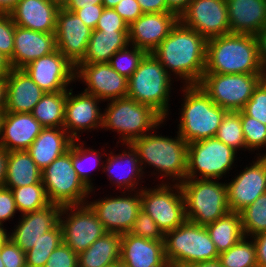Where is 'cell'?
I'll return each instance as SVG.
<instances>
[{"mask_svg": "<svg viewBox=\"0 0 266 267\" xmlns=\"http://www.w3.org/2000/svg\"><path fill=\"white\" fill-rule=\"evenodd\" d=\"M207 39L180 21L152 54L186 85H198L206 67ZM188 83V84H187Z\"/></svg>", "mask_w": 266, "mask_h": 267, "instance_id": "6da1fadb", "label": "cell"}, {"mask_svg": "<svg viewBox=\"0 0 266 267\" xmlns=\"http://www.w3.org/2000/svg\"><path fill=\"white\" fill-rule=\"evenodd\" d=\"M204 73L265 74L256 36L229 33L208 39Z\"/></svg>", "mask_w": 266, "mask_h": 267, "instance_id": "7a4b0ae2", "label": "cell"}, {"mask_svg": "<svg viewBox=\"0 0 266 267\" xmlns=\"http://www.w3.org/2000/svg\"><path fill=\"white\" fill-rule=\"evenodd\" d=\"M164 249L169 267H186L219 257L206 227L189 220L164 235Z\"/></svg>", "mask_w": 266, "mask_h": 267, "instance_id": "3957f363", "label": "cell"}, {"mask_svg": "<svg viewBox=\"0 0 266 267\" xmlns=\"http://www.w3.org/2000/svg\"><path fill=\"white\" fill-rule=\"evenodd\" d=\"M179 134L187 143L215 137L228 112L215 104L199 85H186Z\"/></svg>", "mask_w": 266, "mask_h": 267, "instance_id": "277c9868", "label": "cell"}, {"mask_svg": "<svg viewBox=\"0 0 266 267\" xmlns=\"http://www.w3.org/2000/svg\"><path fill=\"white\" fill-rule=\"evenodd\" d=\"M130 145L137 152L141 168L145 161L163 172V177L173 176L181 182L186 179L188 143L179 134L176 139L145 134Z\"/></svg>", "mask_w": 266, "mask_h": 267, "instance_id": "5b68a950", "label": "cell"}, {"mask_svg": "<svg viewBox=\"0 0 266 267\" xmlns=\"http://www.w3.org/2000/svg\"><path fill=\"white\" fill-rule=\"evenodd\" d=\"M179 184L184 195L186 220L205 226L230 212L227 184L197 178H186Z\"/></svg>", "mask_w": 266, "mask_h": 267, "instance_id": "8992f818", "label": "cell"}, {"mask_svg": "<svg viewBox=\"0 0 266 267\" xmlns=\"http://www.w3.org/2000/svg\"><path fill=\"white\" fill-rule=\"evenodd\" d=\"M170 75L152 54L147 53L128 79L127 97L157 111L164 119L168 112Z\"/></svg>", "mask_w": 266, "mask_h": 267, "instance_id": "52a82bcc", "label": "cell"}, {"mask_svg": "<svg viewBox=\"0 0 266 267\" xmlns=\"http://www.w3.org/2000/svg\"><path fill=\"white\" fill-rule=\"evenodd\" d=\"M110 101L108 109L106 108L103 114L102 127L121 132L123 143L130 144L165 120L150 106L138 103L129 97Z\"/></svg>", "mask_w": 266, "mask_h": 267, "instance_id": "ba28073f", "label": "cell"}, {"mask_svg": "<svg viewBox=\"0 0 266 267\" xmlns=\"http://www.w3.org/2000/svg\"><path fill=\"white\" fill-rule=\"evenodd\" d=\"M42 183L49 202L62 206L84 204L85 197L92 191L74 170L72 144L67 152L42 170Z\"/></svg>", "mask_w": 266, "mask_h": 267, "instance_id": "9c48e42d", "label": "cell"}, {"mask_svg": "<svg viewBox=\"0 0 266 267\" xmlns=\"http://www.w3.org/2000/svg\"><path fill=\"white\" fill-rule=\"evenodd\" d=\"M265 74L204 73L198 85L227 111H241Z\"/></svg>", "mask_w": 266, "mask_h": 267, "instance_id": "30bf717a", "label": "cell"}, {"mask_svg": "<svg viewBox=\"0 0 266 267\" xmlns=\"http://www.w3.org/2000/svg\"><path fill=\"white\" fill-rule=\"evenodd\" d=\"M235 152V149L216 137L188 143L186 178L196 179L198 171L202 175L198 179H220L231 169Z\"/></svg>", "mask_w": 266, "mask_h": 267, "instance_id": "8fae6325", "label": "cell"}, {"mask_svg": "<svg viewBox=\"0 0 266 267\" xmlns=\"http://www.w3.org/2000/svg\"><path fill=\"white\" fill-rule=\"evenodd\" d=\"M162 183L153 190H141V209L145 211L157 223L165 235L167 232L179 227L185 220V201L180 184L174 185L177 193ZM172 191V192H171Z\"/></svg>", "mask_w": 266, "mask_h": 267, "instance_id": "7c38bea8", "label": "cell"}, {"mask_svg": "<svg viewBox=\"0 0 266 267\" xmlns=\"http://www.w3.org/2000/svg\"><path fill=\"white\" fill-rule=\"evenodd\" d=\"M70 209L71 212L75 209V212L73 211L66 220H62L63 213L68 214L67 212ZM60 225L63 242L76 254L85 251L97 239L107 233L94 210L86 203L63 206L60 214Z\"/></svg>", "mask_w": 266, "mask_h": 267, "instance_id": "4fadbf2b", "label": "cell"}, {"mask_svg": "<svg viewBox=\"0 0 266 267\" xmlns=\"http://www.w3.org/2000/svg\"><path fill=\"white\" fill-rule=\"evenodd\" d=\"M179 21L207 40L230 33L226 0H192Z\"/></svg>", "mask_w": 266, "mask_h": 267, "instance_id": "5bb4252c", "label": "cell"}, {"mask_svg": "<svg viewBox=\"0 0 266 267\" xmlns=\"http://www.w3.org/2000/svg\"><path fill=\"white\" fill-rule=\"evenodd\" d=\"M22 69L45 92L67 91V85L76 78L75 66L58 49Z\"/></svg>", "mask_w": 266, "mask_h": 267, "instance_id": "9a60e30c", "label": "cell"}, {"mask_svg": "<svg viewBox=\"0 0 266 267\" xmlns=\"http://www.w3.org/2000/svg\"><path fill=\"white\" fill-rule=\"evenodd\" d=\"M75 77L86 82L85 93L98 99H119L128 95V79L115 71L108 62L77 64ZM78 71V72H77Z\"/></svg>", "mask_w": 266, "mask_h": 267, "instance_id": "2e32d148", "label": "cell"}, {"mask_svg": "<svg viewBox=\"0 0 266 267\" xmlns=\"http://www.w3.org/2000/svg\"><path fill=\"white\" fill-rule=\"evenodd\" d=\"M92 29L74 13L60 7L57 13V49L76 66L85 56Z\"/></svg>", "mask_w": 266, "mask_h": 267, "instance_id": "e0dca14e", "label": "cell"}, {"mask_svg": "<svg viewBox=\"0 0 266 267\" xmlns=\"http://www.w3.org/2000/svg\"><path fill=\"white\" fill-rule=\"evenodd\" d=\"M178 21L179 16L173 12L143 13L128 26L129 45L131 42L132 46L152 53Z\"/></svg>", "mask_w": 266, "mask_h": 267, "instance_id": "ac0fdd59", "label": "cell"}, {"mask_svg": "<svg viewBox=\"0 0 266 267\" xmlns=\"http://www.w3.org/2000/svg\"><path fill=\"white\" fill-rule=\"evenodd\" d=\"M246 167L232 182L227 184L228 206L239 213L266 192V156Z\"/></svg>", "mask_w": 266, "mask_h": 267, "instance_id": "d6986e66", "label": "cell"}, {"mask_svg": "<svg viewBox=\"0 0 266 267\" xmlns=\"http://www.w3.org/2000/svg\"><path fill=\"white\" fill-rule=\"evenodd\" d=\"M137 194L133 197L101 199L89 205L107 232L129 233L141 210L140 192Z\"/></svg>", "mask_w": 266, "mask_h": 267, "instance_id": "ffe728a7", "label": "cell"}, {"mask_svg": "<svg viewBox=\"0 0 266 267\" xmlns=\"http://www.w3.org/2000/svg\"><path fill=\"white\" fill-rule=\"evenodd\" d=\"M62 205L50 203L46 207L22 214V219L9 238L25 253L60 223Z\"/></svg>", "mask_w": 266, "mask_h": 267, "instance_id": "44dd1931", "label": "cell"}, {"mask_svg": "<svg viewBox=\"0 0 266 267\" xmlns=\"http://www.w3.org/2000/svg\"><path fill=\"white\" fill-rule=\"evenodd\" d=\"M120 262L125 267H169L164 241L145 239L130 233L121 234Z\"/></svg>", "mask_w": 266, "mask_h": 267, "instance_id": "7402d4cb", "label": "cell"}, {"mask_svg": "<svg viewBox=\"0 0 266 267\" xmlns=\"http://www.w3.org/2000/svg\"><path fill=\"white\" fill-rule=\"evenodd\" d=\"M72 89L67 91L65 104V120L63 128L69 136L76 141L79 139L77 132L83 129H91L103 126V114L97 106L98 99L94 95L85 92L79 95H72Z\"/></svg>", "mask_w": 266, "mask_h": 267, "instance_id": "603a6c76", "label": "cell"}, {"mask_svg": "<svg viewBox=\"0 0 266 267\" xmlns=\"http://www.w3.org/2000/svg\"><path fill=\"white\" fill-rule=\"evenodd\" d=\"M57 50L55 33H44L15 26L13 56L9 60L14 69H22L33 60Z\"/></svg>", "mask_w": 266, "mask_h": 267, "instance_id": "cb8c5ba5", "label": "cell"}, {"mask_svg": "<svg viewBox=\"0 0 266 267\" xmlns=\"http://www.w3.org/2000/svg\"><path fill=\"white\" fill-rule=\"evenodd\" d=\"M60 7L55 0H20L9 14L16 26L55 33Z\"/></svg>", "mask_w": 266, "mask_h": 267, "instance_id": "d4e9b609", "label": "cell"}, {"mask_svg": "<svg viewBox=\"0 0 266 267\" xmlns=\"http://www.w3.org/2000/svg\"><path fill=\"white\" fill-rule=\"evenodd\" d=\"M41 124L32 113L4 112L0 147L8 151L27 150L42 130Z\"/></svg>", "mask_w": 266, "mask_h": 267, "instance_id": "484cf974", "label": "cell"}, {"mask_svg": "<svg viewBox=\"0 0 266 267\" xmlns=\"http://www.w3.org/2000/svg\"><path fill=\"white\" fill-rule=\"evenodd\" d=\"M6 82V112L31 113L45 94L23 69L12 68Z\"/></svg>", "mask_w": 266, "mask_h": 267, "instance_id": "4316f807", "label": "cell"}, {"mask_svg": "<svg viewBox=\"0 0 266 267\" xmlns=\"http://www.w3.org/2000/svg\"><path fill=\"white\" fill-rule=\"evenodd\" d=\"M230 33L256 36L266 25V0H226Z\"/></svg>", "mask_w": 266, "mask_h": 267, "instance_id": "83f0119b", "label": "cell"}, {"mask_svg": "<svg viewBox=\"0 0 266 267\" xmlns=\"http://www.w3.org/2000/svg\"><path fill=\"white\" fill-rule=\"evenodd\" d=\"M72 142L73 139L63 127H47L42 128L39 136L26 151L42 171L67 152Z\"/></svg>", "mask_w": 266, "mask_h": 267, "instance_id": "f1b7e54d", "label": "cell"}, {"mask_svg": "<svg viewBox=\"0 0 266 267\" xmlns=\"http://www.w3.org/2000/svg\"><path fill=\"white\" fill-rule=\"evenodd\" d=\"M129 46L128 31L92 30L84 58L78 64L109 62L119 50Z\"/></svg>", "mask_w": 266, "mask_h": 267, "instance_id": "f546056e", "label": "cell"}, {"mask_svg": "<svg viewBox=\"0 0 266 267\" xmlns=\"http://www.w3.org/2000/svg\"><path fill=\"white\" fill-rule=\"evenodd\" d=\"M121 234L107 232L78 254V267H104L120 261Z\"/></svg>", "mask_w": 266, "mask_h": 267, "instance_id": "4dcf8cb0", "label": "cell"}, {"mask_svg": "<svg viewBox=\"0 0 266 267\" xmlns=\"http://www.w3.org/2000/svg\"><path fill=\"white\" fill-rule=\"evenodd\" d=\"M42 181V171L26 150L9 151L5 187L19 188Z\"/></svg>", "mask_w": 266, "mask_h": 267, "instance_id": "1f68e13d", "label": "cell"}, {"mask_svg": "<svg viewBox=\"0 0 266 267\" xmlns=\"http://www.w3.org/2000/svg\"><path fill=\"white\" fill-rule=\"evenodd\" d=\"M205 227L219 254L227 251L245 236L241 215L237 212L230 211Z\"/></svg>", "mask_w": 266, "mask_h": 267, "instance_id": "d6a6232c", "label": "cell"}, {"mask_svg": "<svg viewBox=\"0 0 266 267\" xmlns=\"http://www.w3.org/2000/svg\"><path fill=\"white\" fill-rule=\"evenodd\" d=\"M67 91L45 92L31 112L43 128L63 127Z\"/></svg>", "mask_w": 266, "mask_h": 267, "instance_id": "836d02e7", "label": "cell"}, {"mask_svg": "<svg viewBox=\"0 0 266 267\" xmlns=\"http://www.w3.org/2000/svg\"><path fill=\"white\" fill-rule=\"evenodd\" d=\"M126 145L127 146L129 145L128 149L130 150L131 153L128 151V154H127L126 151H124L123 154L116 155V156L112 155L111 157H108L107 166L106 165L104 166L105 167L104 171L107 169L106 171L109 172L112 177L113 176L115 177L114 178L115 179L114 184H117L118 187H120V186L124 187V185H125V187H124L125 189L131 188L133 190L135 184L136 185L138 184V182H135L136 181L135 179H136V177H138V179L140 178V174H142L141 173L142 168L139 167L140 165H138V164H140V162H139V158H138L136 150L132 147V145H130V144H126ZM124 164H127V167H128V168H126L127 170L125 171L123 169L124 172L121 171V174L119 173V174L114 175V172L117 173V171H116L117 169L119 170L121 167H123V166L125 167Z\"/></svg>", "mask_w": 266, "mask_h": 267, "instance_id": "e575fe53", "label": "cell"}, {"mask_svg": "<svg viewBox=\"0 0 266 267\" xmlns=\"http://www.w3.org/2000/svg\"><path fill=\"white\" fill-rule=\"evenodd\" d=\"M63 242L60 223L41 235L34 246L25 253L26 267H44L50 254Z\"/></svg>", "mask_w": 266, "mask_h": 267, "instance_id": "d590c367", "label": "cell"}, {"mask_svg": "<svg viewBox=\"0 0 266 267\" xmlns=\"http://www.w3.org/2000/svg\"><path fill=\"white\" fill-rule=\"evenodd\" d=\"M16 207L22 214L40 210L50 204L42 181L37 184L11 188Z\"/></svg>", "mask_w": 266, "mask_h": 267, "instance_id": "8d00e7d4", "label": "cell"}, {"mask_svg": "<svg viewBox=\"0 0 266 267\" xmlns=\"http://www.w3.org/2000/svg\"><path fill=\"white\" fill-rule=\"evenodd\" d=\"M245 238L219 254L218 260L222 267H258L255 244L253 241L246 242Z\"/></svg>", "mask_w": 266, "mask_h": 267, "instance_id": "74e56055", "label": "cell"}, {"mask_svg": "<svg viewBox=\"0 0 266 267\" xmlns=\"http://www.w3.org/2000/svg\"><path fill=\"white\" fill-rule=\"evenodd\" d=\"M245 236L252 237L266 231V192L239 212ZM247 234V235H246Z\"/></svg>", "mask_w": 266, "mask_h": 267, "instance_id": "f35d334b", "label": "cell"}, {"mask_svg": "<svg viewBox=\"0 0 266 267\" xmlns=\"http://www.w3.org/2000/svg\"><path fill=\"white\" fill-rule=\"evenodd\" d=\"M215 137L236 151L242 147L246 149L240 111L225 114Z\"/></svg>", "mask_w": 266, "mask_h": 267, "instance_id": "ab89813d", "label": "cell"}, {"mask_svg": "<svg viewBox=\"0 0 266 267\" xmlns=\"http://www.w3.org/2000/svg\"><path fill=\"white\" fill-rule=\"evenodd\" d=\"M146 54L147 52L145 50L136 46H133L131 51L126 46L117 51L108 63L120 75L129 79Z\"/></svg>", "mask_w": 266, "mask_h": 267, "instance_id": "60d3db41", "label": "cell"}, {"mask_svg": "<svg viewBox=\"0 0 266 267\" xmlns=\"http://www.w3.org/2000/svg\"><path fill=\"white\" fill-rule=\"evenodd\" d=\"M240 117L246 148L252 150L253 148L266 146V125L246 115L242 110L240 111Z\"/></svg>", "mask_w": 266, "mask_h": 267, "instance_id": "b9f144b4", "label": "cell"}, {"mask_svg": "<svg viewBox=\"0 0 266 267\" xmlns=\"http://www.w3.org/2000/svg\"><path fill=\"white\" fill-rule=\"evenodd\" d=\"M129 233L145 239L164 241V234L157 223L142 209L139 211Z\"/></svg>", "mask_w": 266, "mask_h": 267, "instance_id": "7bdbcfd3", "label": "cell"}, {"mask_svg": "<svg viewBox=\"0 0 266 267\" xmlns=\"http://www.w3.org/2000/svg\"><path fill=\"white\" fill-rule=\"evenodd\" d=\"M92 152V154H91ZM88 153V155H87ZM91 154V156H95L96 157H99V152L97 154L96 151H94L93 149H83L82 148V145H78L76 144V140H73L72 142V163H73V167H74V170L77 172V175L78 177L84 182V184L92 189V184L90 183L91 182V179H89L90 175H88V173L90 172L89 170L91 169H88V167L86 168V160L89 159V155ZM95 158V162H97V165L99 161H101V157L100 158ZM92 158V157H91ZM88 162V161H87ZM96 166V165H95ZM94 168V167H93Z\"/></svg>", "mask_w": 266, "mask_h": 267, "instance_id": "ee69618b", "label": "cell"}, {"mask_svg": "<svg viewBox=\"0 0 266 267\" xmlns=\"http://www.w3.org/2000/svg\"><path fill=\"white\" fill-rule=\"evenodd\" d=\"M242 111L266 125V82L262 80Z\"/></svg>", "mask_w": 266, "mask_h": 267, "instance_id": "f6af8a7d", "label": "cell"}, {"mask_svg": "<svg viewBox=\"0 0 266 267\" xmlns=\"http://www.w3.org/2000/svg\"><path fill=\"white\" fill-rule=\"evenodd\" d=\"M15 26L10 14H0V53L9 60L13 56Z\"/></svg>", "mask_w": 266, "mask_h": 267, "instance_id": "bcb514c9", "label": "cell"}, {"mask_svg": "<svg viewBox=\"0 0 266 267\" xmlns=\"http://www.w3.org/2000/svg\"><path fill=\"white\" fill-rule=\"evenodd\" d=\"M44 267H78V254L61 242L50 254Z\"/></svg>", "mask_w": 266, "mask_h": 267, "instance_id": "7dc6e473", "label": "cell"}, {"mask_svg": "<svg viewBox=\"0 0 266 267\" xmlns=\"http://www.w3.org/2000/svg\"><path fill=\"white\" fill-rule=\"evenodd\" d=\"M0 256L5 267H26L25 252L10 238L2 245Z\"/></svg>", "mask_w": 266, "mask_h": 267, "instance_id": "c3c4849f", "label": "cell"}, {"mask_svg": "<svg viewBox=\"0 0 266 267\" xmlns=\"http://www.w3.org/2000/svg\"><path fill=\"white\" fill-rule=\"evenodd\" d=\"M128 26L114 8H104L95 30L128 31Z\"/></svg>", "mask_w": 266, "mask_h": 267, "instance_id": "681fc988", "label": "cell"}, {"mask_svg": "<svg viewBox=\"0 0 266 267\" xmlns=\"http://www.w3.org/2000/svg\"><path fill=\"white\" fill-rule=\"evenodd\" d=\"M114 10L128 25L136 21L143 14L137 0H122L114 7Z\"/></svg>", "mask_w": 266, "mask_h": 267, "instance_id": "f907efd6", "label": "cell"}, {"mask_svg": "<svg viewBox=\"0 0 266 267\" xmlns=\"http://www.w3.org/2000/svg\"><path fill=\"white\" fill-rule=\"evenodd\" d=\"M14 195L11 189L7 187L0 188V224L14 216L17 211Z\"/></svg>", "mask_w": 266, "mask_h": 267, "instance_id": "816d5d0a", "label": "cell"}, {"mask_svg": "<svg viewBox=\"0 0 266 267\" xmlns=\"http://www.w3.org/2000/svg\"><path fill=\"white\" fill-rule=\"evenodd\" d=\"M103 9V4H95L93 7H84L74 10L73 12L83 21L86 26L92 30H95Z\"/></svg>", "mask_w": 266, "mask_h": 267, "instance_id": "f5cc1de1", "label": "cell"}, {"mask_svg": "<svg viewBox=\"0 0 266 267\" xmlns=\"http://www.w3.org/2000/svg\"><path fill=\"white\" fill-rule=\"evenodd\" d=\"M143 13L172 12L165 0H137Z\"/></svg>", "mask_w": 266, "mask_h": 267, "instance_id": "db71d44e", "label": "cell"}, {"mask_svg": "<svg viewBox=\"0 0 266 267\" xmlns=\"http://www.w3.org/2000/svg\"><path fill=\"white\" fill-rule=\"evenodd\" d=\"M257 254V266L266 267V231L253 236Z\"/></svg>", "mask_w": 266, "mask_h": 267, "instance_id": "11a10c76", "label": "cell"}, {"mask_svg": "<svg viewBox=\"0 0 266 267\" xmlns=\"http://www.w3.org/2000/svg\"><path fill=\"white\" fill-rule=\"evenodd\" d=\"M258 41L259 59L264 72H266V25L256 35Z\"/></svg>", "mask_w": 266, "mask_h": 267, "instance_id": "9f6ffc18", "label": "cell"}, {"mask_svg": "<svg viewBox=\"0 0 266 267\" xmlns=\"http://www.w3.org/2000/svg\"><path fill=\"white\" fill-rule=\"evenodd\" d=\"M103 0H68L62 7L70 12L84 7H93L95 4H102Z\"/></svg>", "mask_w": 266, "mask_h": 267, "instance_id": "6f0895ef", "label": "cell"}, {"mask_svg": "<svg viewBox=\"0 0 266 267\" xmlns=\"http://www.w3.org/2000/svg\"><path fill=\"white\" fill-rule=\"evenodd\" d=\"M9 151L0 147V188L4 187L7 174Z\"/></svg>", "mask_w": 266, "mask_h": 267, "instance_id": "680465c9", "label": "cell"}, {"mask_svg": "<svg viewBox=\"0 0 266 267\" xmlns=\"http://www.w3.org/2000/svg\"><path fill=\"white\" fill-rule=\"evenodd\" d=\"M168 8L178 16L187 8L192 0H165Z\"/></svg>", "mask_w": 266, "mask_h": 267, "instance_id": "91938a15", "label": "cell"}, {"mask_svg": "<svg viewBox=\"0 0 266 267\" xmlns=\"http://www.w3.org/2000/svg\"><path fill=\"white\" fill-rule=\"evenodd\" d=\"M12 67L10 65L9 59L0 53V78H6Z\"/></svg>", "mask_w": 266, "mask_h": 267, "instance_id": "94428289", "label": "cell"}, {"mask_svg": "<svg viewBox=\"0 0 266 267\" xmlns=\"http://www.w3.org/2000/svg\"><path fill=\"white\" fill-rule=\"evenodd\" d=\"M7 82L6 78H0V110L6 109Z\"/></svg>", "mask_w": 266, "mask_h": 267, "instance_id": "6125c7cd", "label": "cell"}, {"mask_svg": "<svg viewBox=\"0 0 266 267\" xmlns=\"http://www.w3.org/2000/svg\"><path fill=\"white\" fill-rule=\"evenodd\" d=\"M20 0H0V14H9Z\"/></svg>", "mask_w": 266, "mask_h": 267, "instance_id": "be15d7a7", "label": "cell"}, {"mask_svg": "<svg viewBox=\"0 0 266 267\" xmlns=\"http://www.w3.org/2000/svg\"><path fill=\"white\" fill-rule=\"evenodd\" d=\"M186 267H222L219 260L214 261H205V262H196L193 264H190Z\"/></svg>", "mask_w": 266, "mask_h": 267, "instance_id": "e7e4bbea", "label": "cell"}, {"mask_svg": "<svg viewBox=\"0 0 266 267\" xmlns=\"http://www.w3.org/2000/svg\"><path fill=\"white\" fill-rule=\"evenodd\" d=\"M6 229H3L2 225L0 224V251L2 245L9 239V234L5 232Z\"/></svg>", "mask_w": 266, "mask_h": 267, "instance_id": "03108f58", "label": "cell"}, {"mask_svg": "<svg viewBox=\"0 0 266 267\" xmlns=\"http://www.w3.org/2000/svg\"><path fill=\"white\" fill-rule=\"evenodd\" d=\"M122 0H103L102 4L104 8H114Z\"/></svg>", "mask_w": 266, "mask_h": 267, "instance_id": "003e7915", "label": "cell"}, {"mask_svg": "<svg viewBox=\"0 0 266 267\" xmlns=\"http://www.w3.org/2000/svg\"><path fill=\"white\" fill-rule=\"evenodd\" d=\"M5 110H0V134H1V125H2V119L4 115Z\"/></svg>", "mask_w": 266, "mask_h": 267, "instance_id": "a7ac6f4b", "label": "cell"}, {"mask_svg": "<svg viewBox=\"0 0 266 267\" xmlns=\"http://www.w3.org/2000/svg\"><path fill=\"white\" fill-rule=\"evenodd\" d=\"M104 267H120V261L114 262V263L107 265V266H104Z\"/></svg>", "mask_w": 266, "mask_h": 267, "instance_id": "89a4df30", "label": "cell"}, {"mask_svg": "<svg viewBox=\"0 0 266 267\" xmlns=\"http://www.w3.org/2000/svg\"><path fill=\"white\" fill-rule=\"evenodd\" d=\"M60 6H63L68 0H55Z\"/></svg>", "mask_w": 266, "mask_h": 267, "instance_id": "2644e50d", "label": "cell"}, {"mask_svg": "<svg viewBox=\"0 0 266 267\" xmlns=\"http://www.w3.org/2000/svg\"><path fill=\"white\" fill-rule=\"evenodd\" d=\"M0 267H5L4 263H3L2 259H1V256H0Z\"/></svg>", "mask_w": 266, "mask_h": 267, "instance_id": "8c879c8a", "label": "cell"}, {"mask_svg": "<svg viewBox=\"0 0 266 267\" xmlns=\"http://www.w3.org/2000/svg\"><path fill=\"white\" fill-rule=\"evenodd\" d=\"M263 80L266 82V73H265V75H264V77H263Z\"/></svg>", "mask_w": 266, "mask_h": 267, "instance_id": "753ad0ef", "label": "cell"}]
</instances>
